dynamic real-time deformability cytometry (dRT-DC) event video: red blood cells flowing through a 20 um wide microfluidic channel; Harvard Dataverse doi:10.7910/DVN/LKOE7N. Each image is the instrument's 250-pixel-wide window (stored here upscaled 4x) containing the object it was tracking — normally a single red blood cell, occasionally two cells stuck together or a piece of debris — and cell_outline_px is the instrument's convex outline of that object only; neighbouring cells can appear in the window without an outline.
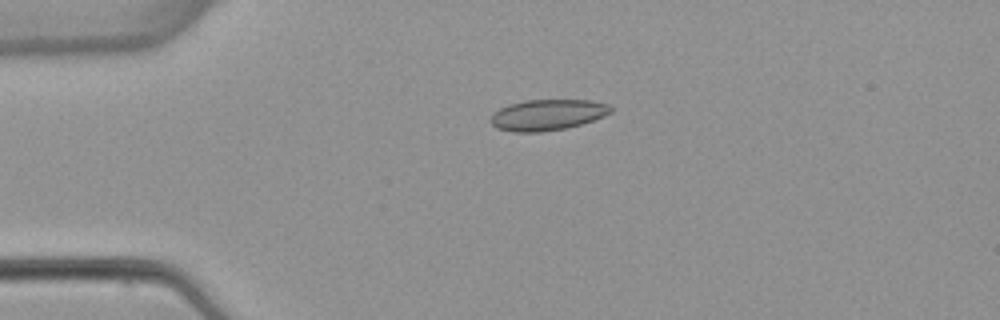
{"species": "common noctule bat (a hibernating species)", "species_latin": "Nyctalus noctula", "temperature_condition": "warm", "stored_images_in_passage": 3, "camera_frame_rate_fps": 3000, "um_per_image_px": 0.085, "animal": {"sex": "female", "body_mass_g": 22.7, "forearm_length_mm": 54.2}, "frame": {"image": 1, "passage_image": 1, "time_ms": 0.0, "image_size_px": [1000, 320], "cell_outline_px": [[612, 112], [604, 116], [580, 124], [564, 128], [540, 132], [512, 132], [496, 128], [492, 124], [492, 116], [500, 108], [508, 104], [524, 100], [592, 100], [608, 104], [612, 108]], "centroid_in_image_um": [46.54, 9.75], "position_along_channel_um": 38.5, "area_um2": 21.5}}